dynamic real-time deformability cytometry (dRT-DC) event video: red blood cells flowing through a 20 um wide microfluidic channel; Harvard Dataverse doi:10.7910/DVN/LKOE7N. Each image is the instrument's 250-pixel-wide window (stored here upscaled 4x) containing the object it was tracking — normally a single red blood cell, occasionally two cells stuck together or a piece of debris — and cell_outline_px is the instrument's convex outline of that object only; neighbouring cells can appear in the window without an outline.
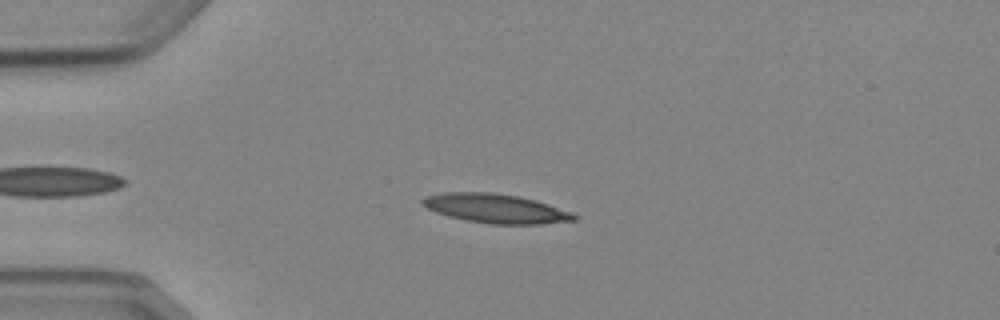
{"species": "Egyptian fruit bat (a non-hibernating species)", "species_latin": "Rousettus aegyptiacus", "temperature_condition": "cold", "stored_images_in_passage": 5, "camera_frame_rate_fps": 3000, "um_per_image_px": 0.085, "animal": {"sex": "female"}, "frame": {"image": 1, "passage_image": 4, "time_ms": 3.667, "image_size_px": [1000, 320], "cell_outline_px": [[580, 216], [576, 220], [540, 224], [488, 224], [464, 220], [448, 216], [436, 212], [420, 204], [420, 200], [424, 196], [440, 192], [492, 192], [520, 196], [536, 200], [572, 212]], "centroid_in_image_um": [42.12, 17.71], "position_along_channel_um": 42.9, "area_um2": 26.13}}